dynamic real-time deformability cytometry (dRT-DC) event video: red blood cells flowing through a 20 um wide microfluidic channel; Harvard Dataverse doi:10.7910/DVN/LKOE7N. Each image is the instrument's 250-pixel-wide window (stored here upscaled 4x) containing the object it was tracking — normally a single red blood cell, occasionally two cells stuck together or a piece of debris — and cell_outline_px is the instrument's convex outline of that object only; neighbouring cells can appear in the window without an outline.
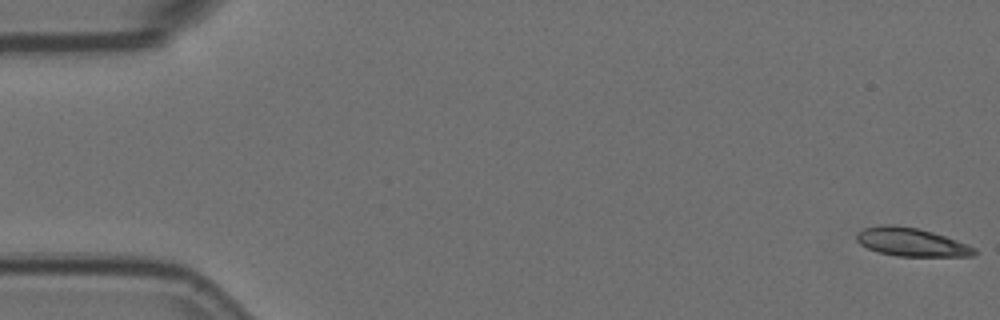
{"species": "Egyptian fruit bat (a non-hibernating species)", "species_latin": "Rousettus aegyptiacus", "temperature_condition": "room temperature", "stored_images_in_passage": 56, "camera_frame_rate_fps": 3000, "um_per_image_px": 0.085, "animal": {"sex": "female"}, "frame": {"image": 1, "passage_image": 1, "time_ms": 0.0, "image_size_px": [1000, 320], "cell_outline_px": [[976, 252], [972, 256], [900, 256], [876, 252], [860, 244], [856, 240], [856, 232], [864, 228], [892, 224], [916, 228], [932, 232], [968, 244], [976, 248]], "centroid_in_image_um": [77.45, 20.58], "position_along_channel_um": 7.6, "area_um2": 19.31}}
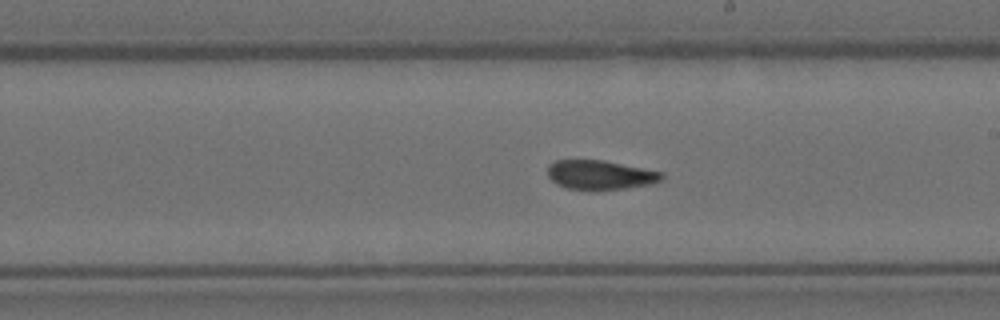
{"frame": {"image": 2, "passage_image": 32, "time_ms": 10.333, "image_size_px": [1000, 320], "cell_outline_px": [[664, 180], [652, 184], [596, 192], [568, 188], [556, 184], [548, 176], [548, 164], [556, 160], [600, 160], [664, 172]], "centroid_in_image_um": [51.03, 14.89], "position_along_channel_um": 238.0, "area_um2": 19.83}}
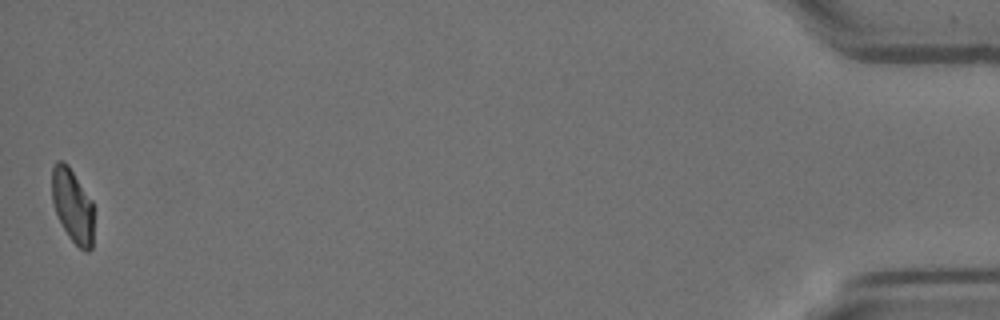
{"frame": {"image": 3, "passage_image": 56, "time_ms": 18.333, "image_size_px": [1000, 320], "cell_outline_px": [[92, 248], [88, 252], [84, 252], [68, 236], [56, 212], [52, 200], [52, 164], [56, 160], [64, 160], [68, 164], [92, 200]], "centroid_in_image_um": [6.15, 17.43], "position_along_channel_um": 429.0, "area_um2": 17.92}, "authors_computed_cell_mechanics": {"area_um2": 19.9988, "velocity_mm_per_s": 3.6012, "shape_relaxation_time_tau1_ms": null, "shape_relaxation_time_tau2_ms": 2.2961, "deformation_change_tau1": null, "deformation_change_tau2": 0.0681}}